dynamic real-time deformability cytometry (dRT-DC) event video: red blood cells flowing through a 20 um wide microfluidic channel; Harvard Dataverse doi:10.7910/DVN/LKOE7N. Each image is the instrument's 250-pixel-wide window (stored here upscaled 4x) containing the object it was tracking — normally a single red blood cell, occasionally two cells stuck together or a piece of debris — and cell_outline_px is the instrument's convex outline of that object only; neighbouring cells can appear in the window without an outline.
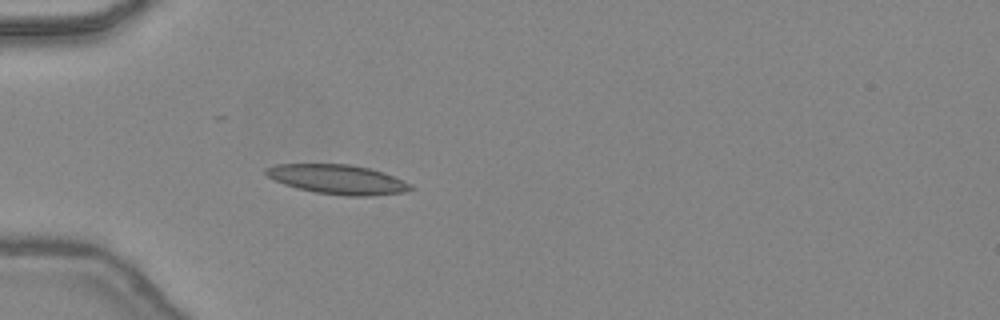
{"species": "common noctule bat (a hibernating species)", "species_latin": "Nyctalus noctula", "temperature_condition": "warm", "stored_images_in_passage": 34, "camera_frame_rate_fps": 3000, "um_per_image_px": 0.085, "animal": {"sex": "female", "body_mass_g": 24.6, "forearm_length_mm": 56.2}, "frame": {"image": 1, "passage_image": 5, "time_ms": 1.333, "image_size_px": [1000, 320], "cell_outline_px": [[416, 188], [404, 192], [372, 196], [344, 196], [316, 192], [284, 184], [268, 176], [264, 172], [264, 168], [276, 164], [352, 164], [384, 172], [412, 184]], "centroid_in_image_um": [28.75, 15.24], "position_along_channel_um": 56.3, "area_um2": 24.85}}
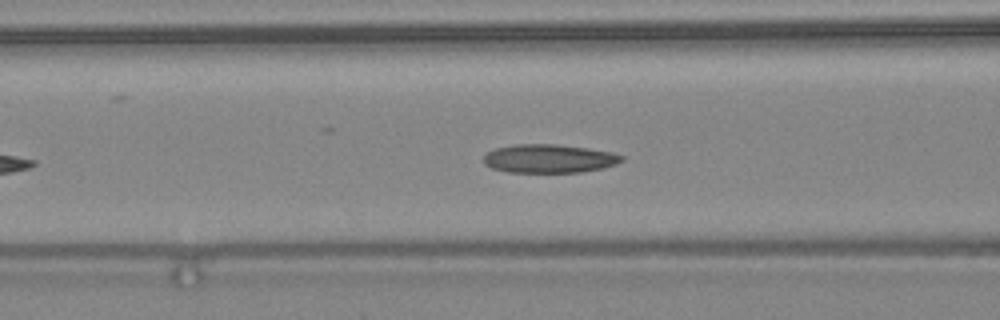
{"frame": {"image": 2, "passage_image": 10, "time_ms": 3.0, "image_size_px": [1000, 320], "cell_outline_px": [[624, 160], [616, 164], [604, 168], [580, 172], [508, 172], [492, 168], [484, 164], [484, 156], [488, 152], [496, 148], [516, 144], [556, 144], [588, 148], [612, 152], [624, 156]], "centroid_in_image_um": [46.7, 13.48], "position_along_channel_um": 119.9, "area_um2": 23.0}}
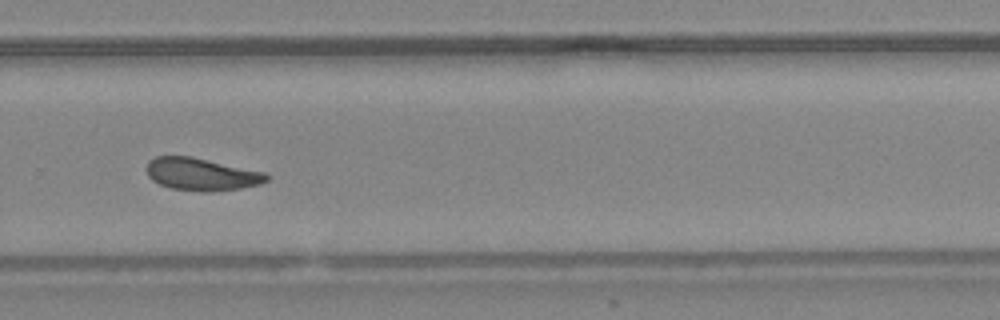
{"frame": {"image": 3, "passage_image": 23, "time_ms": 7.333, "image_size_px": [1000, 320], "cell_outline_px": [[268, 180], [260, 184], [240, 188], [212, 192], [200, 192], [172, 188], [160, 184], [152, 180], [148, 176], [144, 168], [148, 160], [156, 156], [192, 156], [268, 172]], "centroid_in_image_um": [17.12, 14.8], "position_along_channel_um": 312.7, "area_um2": 23.18}, "authors_computed_cell_mechanics": {"area_um2": 22.831, "velocity_mm_per_s": 4.4685, "shape_relaxation_time_tau1_ms": 5.9449, "shape_relaxation_time_tau2_ms": 2.941, "deformation_change_tau1": 0.1393, "deformation_change_tau2": 0.0831}}